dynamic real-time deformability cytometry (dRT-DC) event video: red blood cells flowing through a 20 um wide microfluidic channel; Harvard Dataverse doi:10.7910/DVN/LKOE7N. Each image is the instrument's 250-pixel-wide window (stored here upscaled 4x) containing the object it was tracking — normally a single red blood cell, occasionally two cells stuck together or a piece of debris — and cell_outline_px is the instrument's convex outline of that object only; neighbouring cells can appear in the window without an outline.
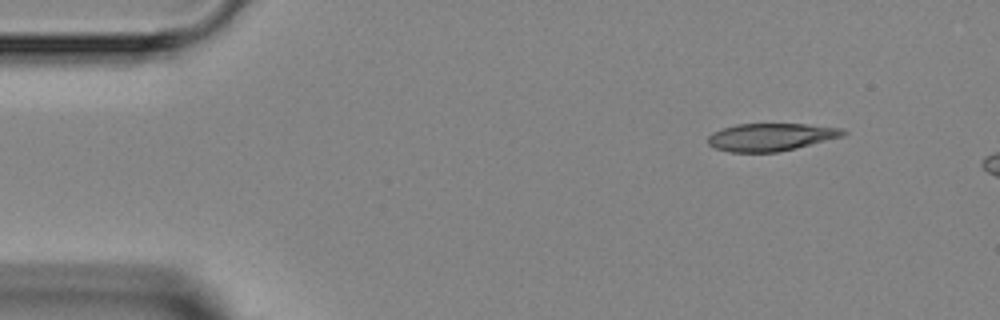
{"species": "Egyptian fruit bat (a non-hibernating species)", "species_latin": "Rousettus aegyptiacus", "temperature_condition": "room temperature", "stored_images_in_passage": 4, "camera_frame_rate_fps": 3000, "um_per_image_px": 0.085, "animal": {"sex": "female"}, "frame": {"image": 1, "passage_image": 1, "time_ms": 0.0, "image_size_px": [1000, 320], "cell_outline_px": [[848, 132], [844, 136], [796, 148], [776, 152], [728, 152], [716, 148], [708, 144], [708, 136], [712, 132], [736, 124], [804, 124], [840, 128]], "centroid_in_image_um": [65.51, 11.65], "position_along_channel_um": 19.5, "area_um2": 21.68}}